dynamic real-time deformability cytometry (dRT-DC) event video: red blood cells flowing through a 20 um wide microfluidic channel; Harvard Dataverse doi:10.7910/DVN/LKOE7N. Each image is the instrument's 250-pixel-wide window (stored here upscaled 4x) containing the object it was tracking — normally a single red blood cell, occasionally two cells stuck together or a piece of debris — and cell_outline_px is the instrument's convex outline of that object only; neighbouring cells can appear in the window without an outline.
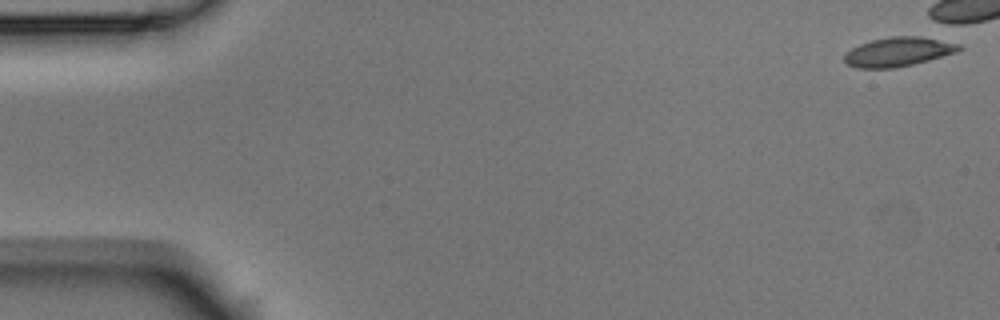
{"species": "Egyptian fruit bat (a non-hibernating species)", "species_latin": "Rousettus aegyptiacus", "temperature_condition": "room temperature", "stored_images_in_passage": 1, "camera_frame_rate_fps": 3000, "um_per_image_px": 0.085, "animal": {"sex": "male"}, "frame": {"image": 1, "passage_image": 1, "time_ms": 0.0, "image_size_px": [1000, 320], "cell_outline_px": [[964, 48], [956, 52], [928, 60], [896, 68], [856, 68], [848, 64], [844, 60], [844, 56], [852, 48], [860, 44], [872, 40], [892, 36], [920, 36], [952, 40], [960, 44]], "centroid_in_image_um": [76.43, 4.38], "position_along_channel_um": 8.6, "area_um2": 19.65}}